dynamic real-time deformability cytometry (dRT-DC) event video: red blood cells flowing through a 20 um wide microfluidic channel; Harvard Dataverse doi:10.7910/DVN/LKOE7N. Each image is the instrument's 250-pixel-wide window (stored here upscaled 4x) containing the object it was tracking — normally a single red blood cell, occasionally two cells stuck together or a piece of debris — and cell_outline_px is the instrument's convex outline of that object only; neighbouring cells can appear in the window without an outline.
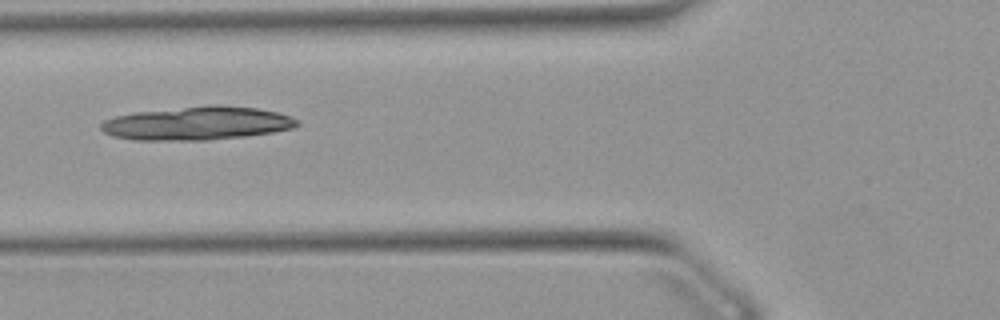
{"species": "Egyptian fruit bat (a non-hibernating species)", "species_latin": "Rousettus aegyptiacus", "temperature_condition": "warm", "stored_images_in_passage": 32, "camera_frame_rate_fps": 3000, "um_per_image_px": 0.085, "animal": {"sex": "female"}, "frame": {"image": 1, "passage_image": 4, "time_ms": 1.0, "image_size_px": [1000, 320], "cell_outline_px": [[300, 124], [292, 128], [272, 132], [244, 136], [208, 140], [136, 140], [112, 136], [104, 132], [100, 128], [100, 124], [104, 120], [116, 116], [136, 112], [208, 104], [220, 104], [256, 108], [276, 112], [288, 116], [296, 120]], "centroid_in_image_um": [16.72, 10.47], "position_along_channel_um": 109.1, "area_um2": 38.21}}
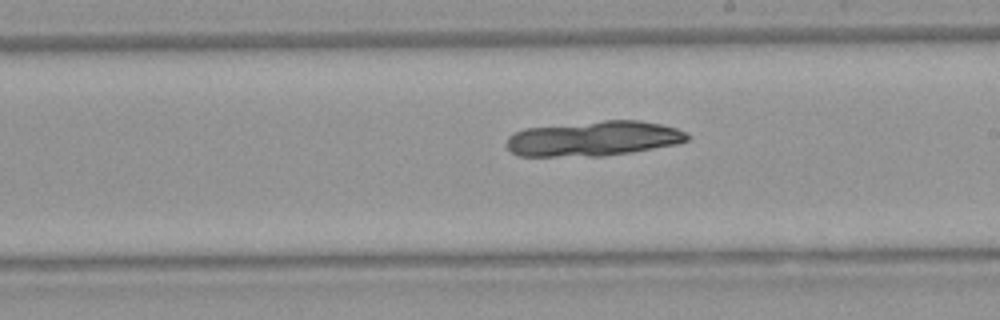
{"frame": {"image": 2, "passage_image": 14, "time_ms": 4.333, "image_size_px": [1000, 320], "cell_outline_px": [[688, 140], [676, 144], [604, 156], [520, 156], [512, 152], [508, 148], [508, 136], [524, 128], [604, 120], [640, 120], [660, 124], [676, 128], [684, 132], [688, 136]], "centroid_in_image_um": [50.43, 11.77], "position_along_channel_um": 238.6, "area_um2": 36.53}}
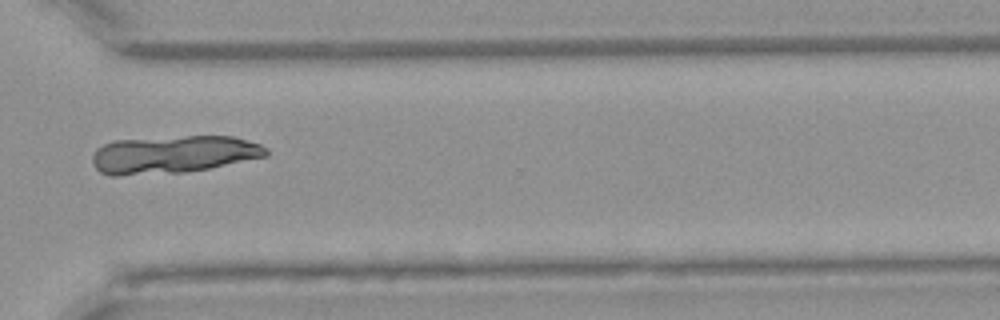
{"frame": {"image": 3, "passage_image": 23, "time_ms": 7.333, "image_size_px": [1000, 320], "cell_outline_px": [[268, 156], [208, 168], [184, 172], [116, 176], [108, 176], [100, 172], [92, 164], [92, 156], [96, 148], [112, 140], [184, 136], [232, 136], [260, 144], [268, 148]], "centroid_in_image_um": [14.68, 13.13], "position_along_channel_um": 355.9, "area_um2": 38.38}}